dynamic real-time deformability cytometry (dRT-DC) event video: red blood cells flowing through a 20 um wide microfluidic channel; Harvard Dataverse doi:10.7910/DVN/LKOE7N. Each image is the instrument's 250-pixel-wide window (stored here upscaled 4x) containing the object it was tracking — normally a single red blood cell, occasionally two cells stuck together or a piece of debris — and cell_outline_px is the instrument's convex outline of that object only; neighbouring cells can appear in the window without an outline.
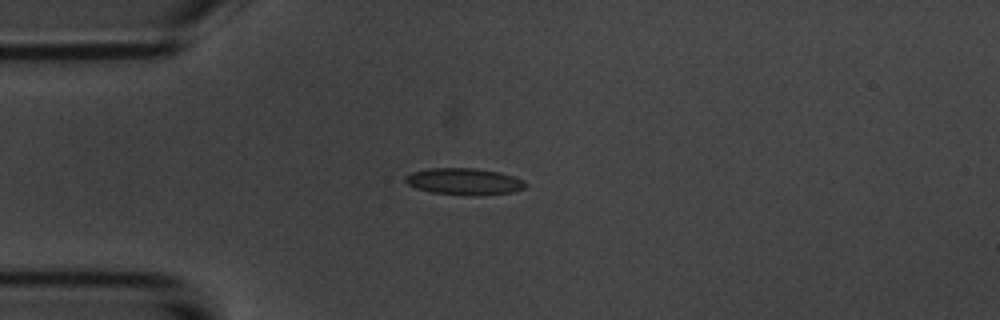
{"species": "common noctule bat (a hibernating species)", "species_latin": "Nyctalus noctula", "temperature_condition": "room temperature", "stored_images_in_passage": 41, "camera_frame_rate_fps": 3000, "um_per_image_px": 0.085, "animal": {"sex": "male", "body_mass_g": 20.1, "forearm_length_mm": 53.5}, "frame": {"image": 1, "passage_image": 1, "time_ms": 0.0, "image_size_px": [1000, 320], "cell_outline_px": [[528, 184], [524, 188], [512, 192], [476, 196], [472, 196], [432, 192], [416, 188], [408, 184], [404, 180], [404, 176], [412, 172], [428, 168], [472, 168], [500, 172], [524, 180]], "centroid_in_image_um": [39.45, 15.43], "position_along_channel_um": 45.5, "area_um2": 18.73}}
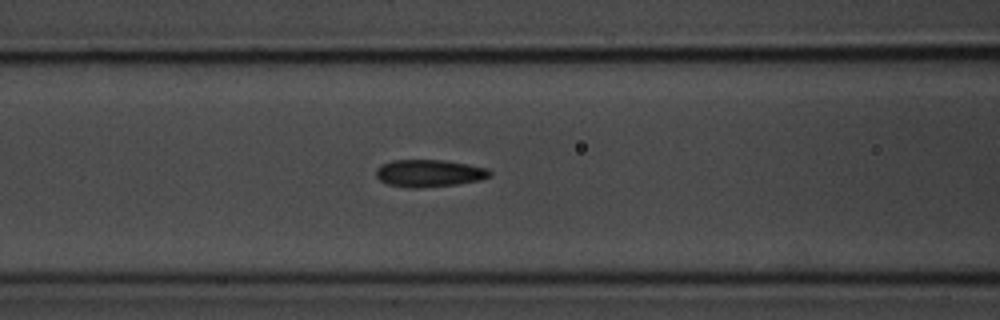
{"frame": {"image": 2, "passage_image": 9, "time_ms": 2.667, "image_size_px": [1000, 320], "cell_outline_px": [[492, 176], [480, 180], [456, 184], [420, 188], [404, 188], [388, 184], [380, 180], [376, 176], [376, 168], [380, 164], [392, 160], [444, 160], [468, 164], [488, 168], [492, 172]], "centroid_in_image_um": [36.47, 14.72], "position_along_channel_um": 130.1, "area_um2": 18.32}}
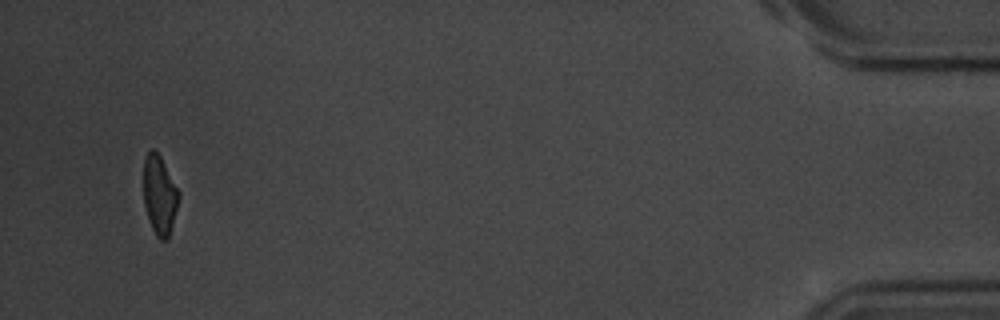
{"frame": {"image": 3, "passage_image": 39, "time_ms": 12.667, "image_size_px": [1000, 320], "cell_outline_px": [[180, 196], [168, 240], [160, 240], [156, 236], [152, 228], [144, 204], [144, 160], [148, 152], [152, 148], [160, 156], [180, 192]], "centroid_in_image_um": [13.57, 16.6], "position_along_channel_um": 421.6, "area_um2": 16.07}, "authors_computed_cell_mechanics": {"area_um2": 17.5712, "velocity_mm_per_s": 3.7151, "shape_relaxation_time_tau1_ms": 2.8902, "shape_relaxation_time_tau2_ms": 2.0182, "deformation_change_tau1": 0.1084, "deformation_change_tau2": 0.0812}}